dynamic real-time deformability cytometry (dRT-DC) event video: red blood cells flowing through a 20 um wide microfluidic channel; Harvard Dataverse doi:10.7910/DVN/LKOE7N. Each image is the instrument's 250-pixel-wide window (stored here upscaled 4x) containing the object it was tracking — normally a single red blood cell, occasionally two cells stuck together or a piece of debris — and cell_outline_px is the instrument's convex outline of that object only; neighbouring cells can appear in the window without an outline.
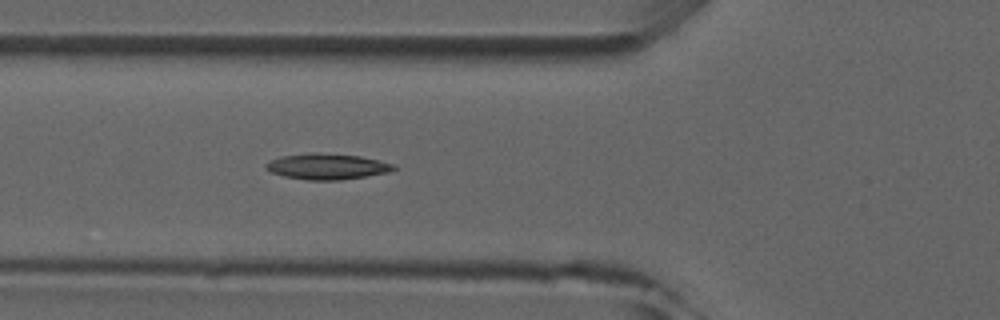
{"species": "common noctule bat (a hibernating species)", "species_latin": "Nyctalus noctula", "temperature_condition": "room temperature", "stored_images_in_passage": 6, "camera_frame_rate_fps": 3000, "um_per_image_px": 0.085, "animal": {"sex": "male", "forearm_length_mm": 52.5}, "frame": {"image": 1, "passage_image": 6, "time_ms": 5.667, "image_size_px": [1000, 320], "cell_outline_px": [[396, 168], [388, 172], [340, 180], [308, 180], [284, 176], [272, 172], [264, 168], [264, 164], [268, 160], [280, 156], [316, 152], [320, 152], [360, 156], [380, 160], [396, 164]], "centroid_in_image_um": [27.77, 14.14], "position_along_channel_um": 98.0, "area_um2": 19.36}}